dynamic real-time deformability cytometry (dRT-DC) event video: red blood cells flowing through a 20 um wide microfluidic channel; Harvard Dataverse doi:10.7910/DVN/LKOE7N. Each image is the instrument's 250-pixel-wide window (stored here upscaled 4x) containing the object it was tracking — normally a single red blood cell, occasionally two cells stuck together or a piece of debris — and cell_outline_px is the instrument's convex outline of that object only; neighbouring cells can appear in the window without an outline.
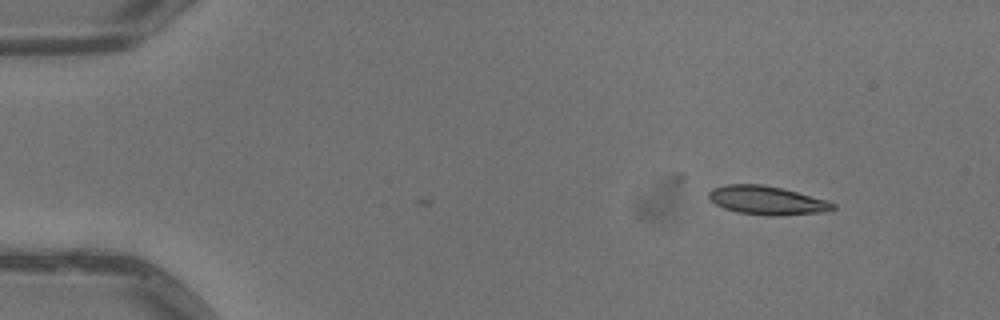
{"species": "common noctule bat (a hibernating species)", "species_latin": "Nyctalus noctula", "temperature_condition": "warm", "stored_images_in_passage": 4, "camera_frame_rate_fps": 3000, "um_per_image_px": 0.085, "animal": {"sex": "male", "body_mass_g": 13.3}, "frame": {"image": 1, "passage_image": 1, "time_ms": 0.0, "image_size_px": [1000, 320], "cell_outline_px": [[836, 208], [828, 212], [780, 216], [764, 216], [736, 212], [724, 208], [716, 204], [708, 196], [708, 192], [712, 188], [724, 184], [764, 184], [828, 200], [836, 204]], "centroid_in_image_um": [65.22, 17.04], "position_along_channel_um": 19.8, "area_um2": 21.04}}
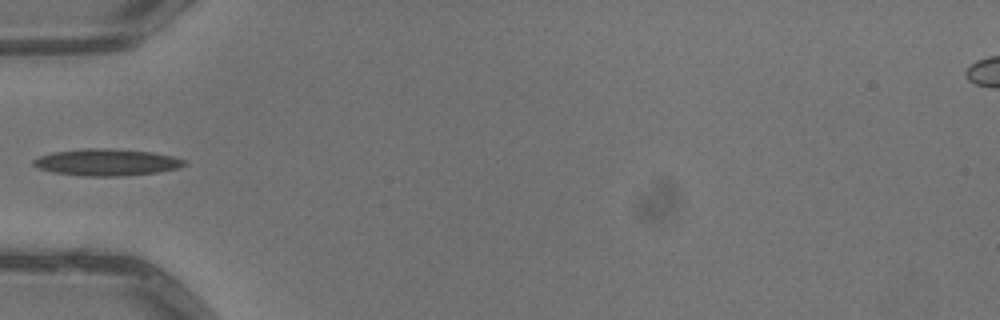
{"frame": {"image": 2, "passage_image": 4, "time_ms": 1.0, "image_size_px": [1000, 320], "cell_outline_px": [[188, 164], [180, 168], [156, 172], [124, 176], [84, 176], [52, 172], [40, 168], [32, 164], [32, 160], [40, 156], [56, 152], [88, 148], [108, 148], [152, 152], [172, 156], [184, 160]], "centroid_in_image_um": [9.1, 13.8], "position_along_channel_um": 75.9, "area_um2": 23.41}}